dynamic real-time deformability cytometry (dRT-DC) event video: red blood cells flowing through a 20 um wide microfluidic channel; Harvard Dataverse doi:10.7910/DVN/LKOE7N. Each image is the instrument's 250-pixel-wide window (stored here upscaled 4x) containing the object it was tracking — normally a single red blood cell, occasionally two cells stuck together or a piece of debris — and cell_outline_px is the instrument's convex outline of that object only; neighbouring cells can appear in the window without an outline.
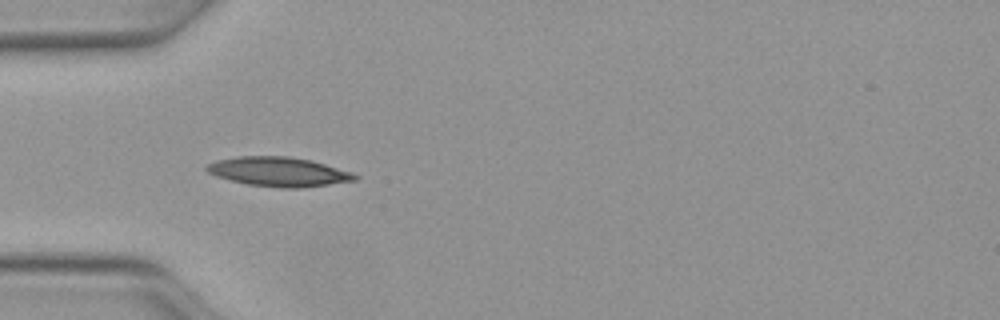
{"species": "Egyptian fruit bat (a non-hibernating species)", "species_latin": "Rousettus aegyptiacus", "temperature_condition": "warm", "stored_images_in_passage": 24, "camera_frame_rate_fps": 3000, "um_per_image_px": 0.085, "animal": {"sex": "female"}, "frame": {"image": 1, "passage_image": 1, "time_ms": 0.0, "image_size_px": [1000, 320], "cell_outline_px": [[360, 176], [356, 180], [300, 188], [280, 188], [248, 184], [216, 176], [208, 172], [204, 168], [208, 164], [216, 160], [236, 156], [288, 156], [312, 160], [352, 172]], "centroid_in_image_um": [23.69, 14.59], "position_along_channel_um": 61.3, "area_um2": 25.32}}
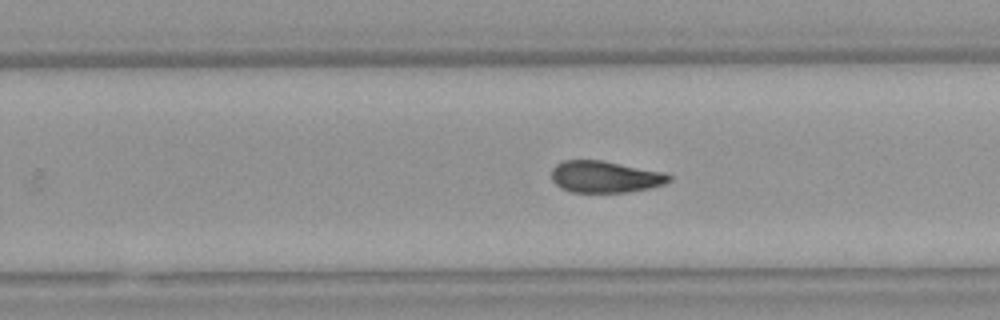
{"frame": {"image": 2, "passage_image": 17, "time_ms": 5.333, "image_size_px": [1000, 320], "cell_outline_px": [[672, 180], [664, 184], [652, 188], [628, 192], [572, 192], [560, 188], [552, 180], [552, 168], [556, 164], [564, 160], [604, 160], [668, 172], [672, 176]], "centroid_in_image_um": [51.5, 15.02], "position_along_channel_um": 278.3, "area_um2": 22.2}}
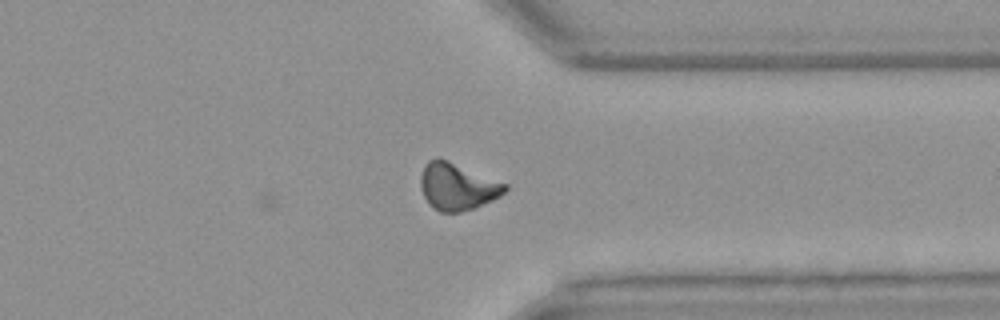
{"frame": {"image": 3, "passage_image": 24, "time_ms": 7.667, "image_size_px": [1000, 320], "cell_outline_px": [[508, 188], [500, 196], [476, 208], [460, 212], [440, 212], [424, 196], [420, 188], [420, 176], [424, 164], [428, 160], [448, 160], [508, 184]], "centroid_in_image_um": [38.89, 15.86], "position_along_channel_um": 372.5, "area_um2": 22.89}, "authors_computed_cell_mechanics": {"area_um2": 22.4842, "velocity_mm_per_s": 4.1226, "shape_relaxation_time_tau1_ms": 10.5685, "shape_relaxation_time_tau2_ms": 4.0025, "deformation_change_tau1": 0.2574, "deformation_change_tau2": 0.0956}}